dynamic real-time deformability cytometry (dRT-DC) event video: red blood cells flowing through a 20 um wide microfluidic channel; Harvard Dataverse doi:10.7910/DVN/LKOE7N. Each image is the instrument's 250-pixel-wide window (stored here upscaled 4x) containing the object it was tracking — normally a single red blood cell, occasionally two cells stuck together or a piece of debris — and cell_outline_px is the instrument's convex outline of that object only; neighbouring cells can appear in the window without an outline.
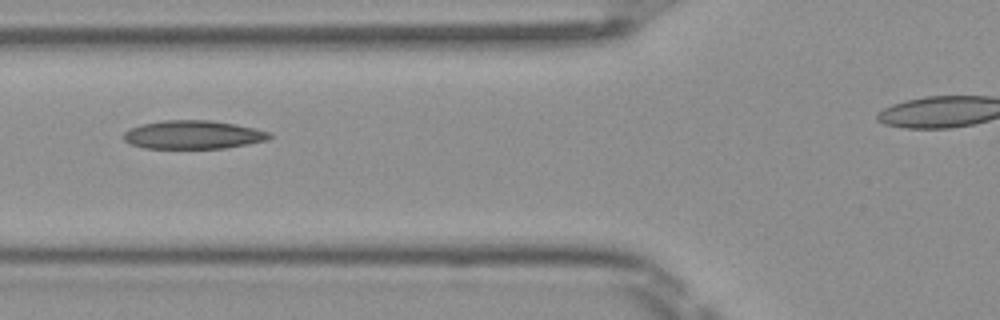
{"species": "Egyptian fruit bat (a non-hibernating species)", "species_latin": "Rousettus aegyptiacus", "temperature_condition": "room temperature", "stored_images_in_passage": 4, "camera_frame_rate_fps": 3000, "um_per_image_px": 0.085, "frame": {"image": 1, "passage_image": 4, "time_ms": 1.0, "image_size_px": [1000, 320], "cell_outline_px": [[272, 136], [268, 140], [248, 144], [224, 148], [144, 148], [132, 144], [124, 140], [124, 132], [140, 124], [164, 120], [208, 120], [236, 124], [256, 128], [272, 132]], "centroid_in_image_um": [16.46, 11.45], "position_along_channel_um": 109.3, "area_um2": 24.22}}